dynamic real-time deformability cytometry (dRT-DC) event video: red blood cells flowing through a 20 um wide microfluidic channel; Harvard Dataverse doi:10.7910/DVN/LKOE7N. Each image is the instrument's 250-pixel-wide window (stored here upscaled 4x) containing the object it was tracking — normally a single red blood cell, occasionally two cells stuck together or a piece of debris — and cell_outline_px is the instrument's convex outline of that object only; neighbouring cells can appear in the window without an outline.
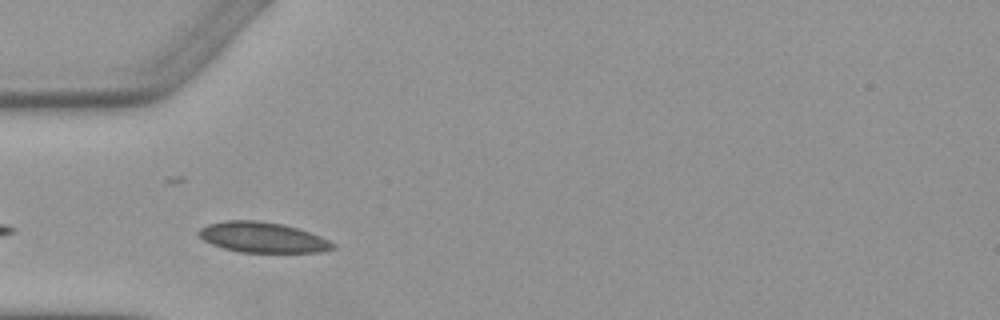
{"species": "Egyptian fruit bat (a non-hibernating species)", "species_latin": "Rousettus aegyptiacus", "temperature_condition": "warm", "stored_images_in_passage": 7, "camera_frame_rate_fps": 3000, "um_per_image_px": 0.085, "animal": {"sex": "female"}, "frame": {"image": 1, "passage_image": 3, "time_ms": 2.333, "image_size_px": [1000, 320], "cell_outline_px": [[336, 248], [320, 252], [240, 252], [224, 248], [212, 244], [204, 240], [196, 232], [200, 228], [208, 224], [224, 220], [256, 220], [280, 224], [300, 228], [320, 236], [336, 244]], "centroid_in_image_um": [22.33, 20.17], "position_along_channel_um": 62.7, "area_um2": 23.76}}
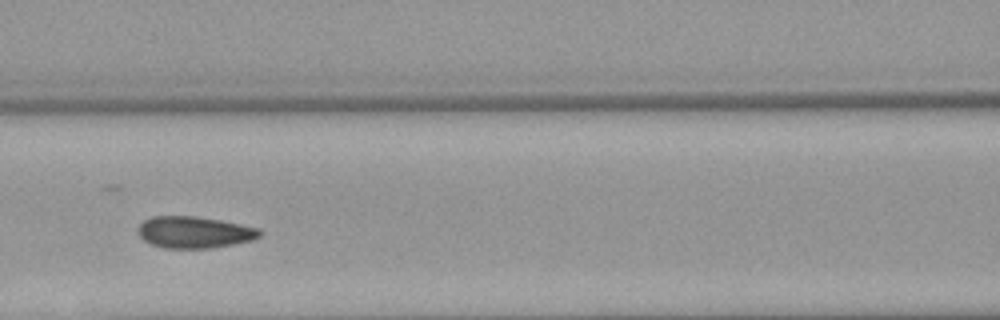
{"frame": {"image": 2, "passage_image": 5, "time_ms": 4.667, "image_size_px": [1000, 320], "cell_outline_px": [[264, 232], [260, 236], [252, 240], [212, 248], [164, 248], [152, 244], [144, 240], [136, 232], [136, 228], [144, 220], [152, 216], [196, 216], [220, 220], [260, 228]], "centroid_in_image_um": [16.51, 19.73], "position_along_channel_um": 150.1, "area_um2": 22.6}}
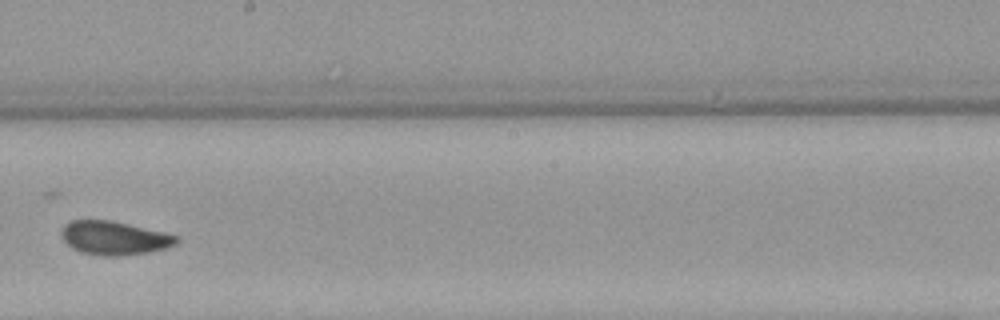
{"frame": {"image": 3, "passage_image": 7, "time_ms": 7.0, "image_size_px": [1000, 320], "cell_outline_px": [[180, 240], [176, 244], [164, 248], [148, 252], [120, 256], [100, 256], [80, 252], [72, 248], [64, 240], [60, 232], [64, 224], [72, 220], [108, 220], [128, 224], [164, 232], [180, 236]], "centroid_in_image_um": [9.71, 20.23], "position_along_channel_um": 238.5, "area_um2": 22.6}}